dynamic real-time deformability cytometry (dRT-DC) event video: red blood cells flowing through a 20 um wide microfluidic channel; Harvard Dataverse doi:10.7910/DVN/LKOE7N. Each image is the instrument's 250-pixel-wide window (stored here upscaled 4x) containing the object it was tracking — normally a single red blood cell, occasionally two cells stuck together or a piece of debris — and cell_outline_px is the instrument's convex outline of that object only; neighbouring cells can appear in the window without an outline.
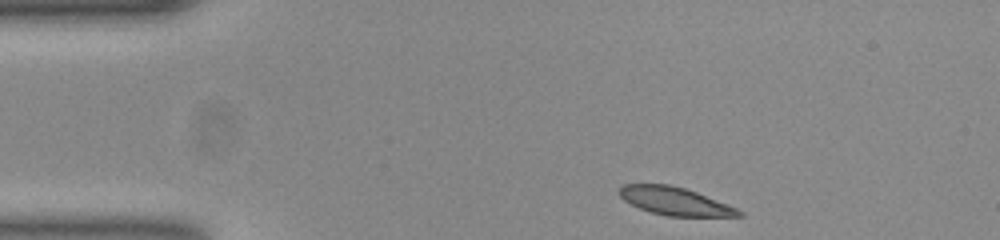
{"species": "common noctule bat (a hibernating species)", "species_latin": "Nyctalus noctula", "temperature_condition": "room temperature", "stored_images_in_passage": 45, "camera_frame_rate_fps": 3000, "um_per_image_px": 0.085, "animal": {"sex": "female", "body_mass_g": 23.0, "forearm_length_mm": 53.4}, "frame": {"image": 1, "passage_image": 1, "time_ms": 0.0, "image_size_px": [1000, 240], "cell_outline_px": [[744, 216], [668, 216], [652, 212], [640, 208], [624, 200], [620, 196], [620, 188], [624, 184], [668, 184], [684, 188], [696, 192], [736, 208], [744, 212]], "centroid_in_image_um": [57.37, 17.1], "position_along_channel_um": 27.6, "area_um2": 19.07}}
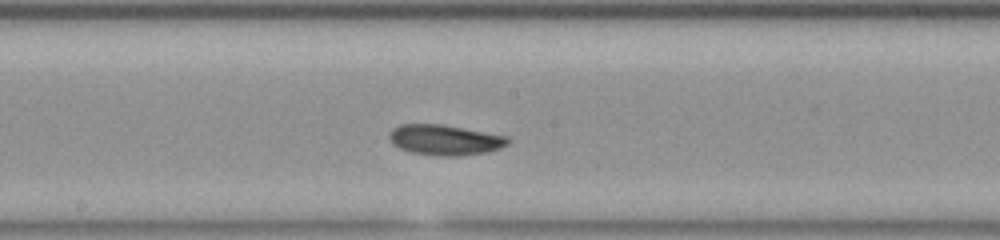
{"frame": {"image": 2, "passage_image": 20, "time_ms": 6.333, "image_size_px": [1000, 240], "cell_outline_px": [[512, 140], [508, 144], [500, 148], [488, 152], [456, 156], [440, 156], [412, 152], [400, 148], [392, 144], [388, 136], [392, 128], [400, 124], [440, 124], [508, 136]], "centroid_in_image_um": [37.82, 11.89], "position_along_channel_um": 210.4, "area_um2": 21.04}}
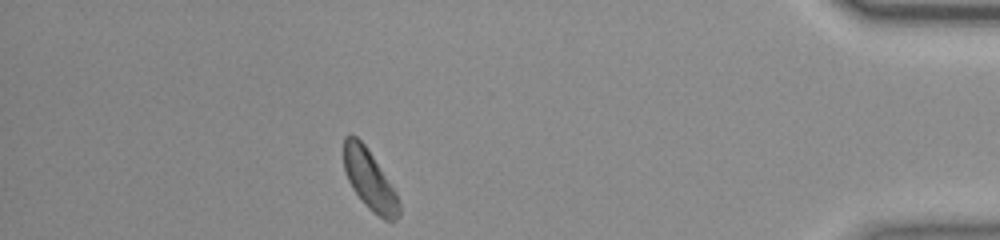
{"frame": {"image": 3, "passage_image": 39, "time_ms": 12.667, "image_size_px": [1000, 240], "cell_outline_px": [[400, 216], [396, 220], [384, 220], [372, 212], [364, 204], [352, 188], [344, 172], [344, 136], [356, 136], [364, 144], [396, 192], [400, 204]], "centroid_in_image_um": [31.41, 15.34], "position_along_channel_um": 403.8, "area_um2": 19.07}, "authors_computed_cell_mechanics": {"area_um2": 19.9988, "velocity_mm_per_s": 3.8327, "shape_relaxation_time_tau1_ms": 3.155, "shape_relaxation_time_tau2_ms": null, "deformation_change_tau1": 0.0697, "deformation_change_tau2": null}}